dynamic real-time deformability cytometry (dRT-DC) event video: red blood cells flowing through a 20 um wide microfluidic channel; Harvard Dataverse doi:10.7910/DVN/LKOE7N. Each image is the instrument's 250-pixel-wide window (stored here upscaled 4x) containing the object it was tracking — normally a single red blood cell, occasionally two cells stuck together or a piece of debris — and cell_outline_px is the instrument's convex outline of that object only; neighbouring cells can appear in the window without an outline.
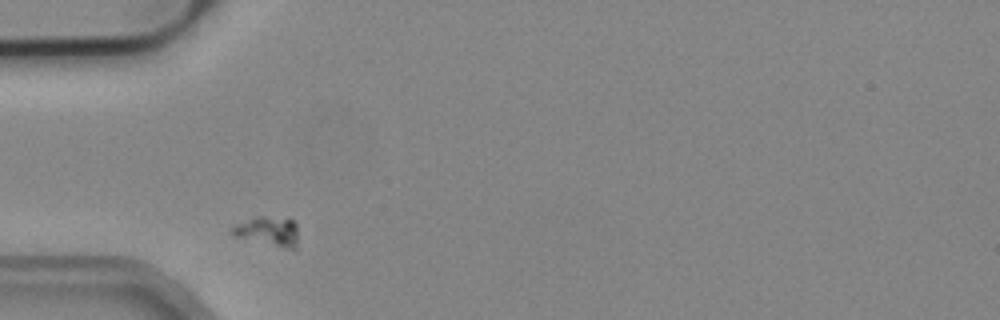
{"species": "common noctule bat (a hibernating species)", "species_latin": "Nyctalus noctula", "temperature_condition": "cold", "stored_images_in_passage": 2, "camera_frame_rate_fps": 3000, "um_per_image_px": 0.085, "animal": {"sex": "male", "body_mass_g": 19.2, "forearm_length_mm": 51.8}, "frame": {"image": 1, "passage_image": 1, "time_ms": 0.0, "image_size_px": [1000, 320], "cell_outline_px": [[296, 248], [288, 248], [232, 236], [232, 228], [236, 224], [256, 216], [288, 216], [296, 224]], "centroid_in_image_um": [22.79, 19.61], "position_along_channel_um": 62.2, "area_um2": 11.27}}